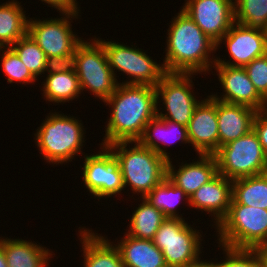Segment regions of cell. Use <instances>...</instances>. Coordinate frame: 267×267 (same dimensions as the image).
Wrapping results in <instances>:
<instances>
[{"instance_id":"obj_1","label":"cell","mask_w":267,"mask_h":267,"mask_svg":"<svg viewBox=\"0 0 267 267\" xmlns=\"http://www.w3.org/2000/svg\"><path fill=\"white\" fill-rule=\"evenodd\" d=\"M104 103L111 105L112 114L106 126L103 146L138 141L145 126L157 115L156 90L153 86L119 83Z\"/></svg>"},{"instance_id":"obj_2","label":"cell","mask_w":267,"mask_h":267,"mask_svg":"<svg viewBox=\"0 0 267 267\" xmlns=\"http://www.w3.org/2000/svg\"><path fill=\"white\" fill-rule=\"evenodd\" d=\"M169 26L163 63L166 73L208 72L216 61L209 57L218 49L216 43L182 10Z\"/></svg>"},{"instance_id":"obj_3","label":"cell","mask_w":267,"mask_h":267,"mask_svg":"<svg viewBox=\"0 0 267 267\" xmlns=\"http://www.w3.org/2000/svg\"><path fill=\"white\" fill-rule=\"evenodd\" d=\"M131 143H135L133 148ZM107 147L120 166L124 187L130 186L135 193H141L142 198L167 177L168 160L138 141L115 142Z\"/></svg>"},{"instance_id":"obj_4","label":"cell","mask_w":267,"mask_h":267,"mask_svg":"<svg viewBox=\"0 0 267 267\" xmlns=\"http://www.w3.org/2000/svg\"><path fill=\"white\" fill-rule=\"evenodd\" d=\"M83 129L79 120L55 112L37 129L35 142L49 163H67L81 151L85 142Z\"/></svg>"},{"instance_id":"obj_5","label":"cell","mask_w":267,"mask_h":267,"mask_svg":"<svg viewBox=\"0 0 267 267\" xmlns=\"http://www.w3.org/2000/svg\"><path fill=\"white\" fill-rule=\"evenodd\" d=\"M217 232L220 246L253 249L267 244V210L238 204L232 199Z\"/></svg>"},{"instance_id":"obj_6","label":"cell","mask_w":267,"mask_h":267,"mask_svg":"<svg viewBox=\"0 0 267 267\" xmlns=\"http://www.w3.org/2000/svg\"><path fill=\"white\" fill-rule=\"evenodd\" d=\"M82 41L70 65L78 76L81 91L87 88L103 102L116 90L118 81L112 72L103 45L98 41Z\"/></svg>"},{"instance_id":"obj_7","label":"cell","mask_w":267,"mask_h":267,"mask_svg":"<svg viewBox=\"0 0 267 267\" xmlns=\"http://www.w3.org/2000/svg\"><path fill=\"white\" fill-rule=\"evenodd\" d=\"M218 173L230 180L267 173V156L252 129L213 154Z\"/></svg>"},{"instance_id":"obj_8","label":"cell","mask_w":267,"mask_h":267,"mask_svg":"<svg viewBox=\"0 0 267 267\" xmlns=\"http://www.w3.org/2000/svg\"><path fill=\"white\" fill-rule=\"evenodd\" d=\"M79 12H62L65 17L50 20L28 19L27 33L44 51L52 65L70 64L77 46L83 41L73 34L70 17Z\"/></svg>"},{"instance_id":"obj_9","label":"cell","mask_w":267,"mask_h":267,"mask_svg":"<svg viewBox=\"0 0 267 267\" xmlns=\"http://www.w3.org/2000/svg\"><path fill=\"white\" fill-rule=\"evenodd\" d=\"M200 236L184 218H166L152 241L162 251L168 267H187L202 253Z\"/></svg>"},{"instance_id":"obj_10","label":"cell","mask_w":267,"mask_h":267,"mask_svg":"<svg viewBox=\"0 0 267 267\" xmlns=\"http://www.w3.org/2000/svg\"><path fill=\"white\" fill-rule=\"evenodd\" d=\"M104 47L108 64L114 72H124L130 78V81L120 84L126 85H148L155 87L166 74L165 68L153 61L145 52L136 47L116 43L114 41L98 40Z\"/></svg>"},{"instance_id":"obj_11","label":"cell","mask_w":267,"mask_h":267,"mask_svg":"<svg viewBox=\"0 0 267 267\" xmlns=\"http://www.w3.org/2000/svg\"><path fill=\"white\" fill-rule=\"evenodd\" d=\"M194 73H166L161 81L155 86L156 106L162 97L167 113H159L157 116L188 126L195 107L200 103L191 92L193 81L190 79Z\"/></svg>"},{"instance_id":"obj_12","label":"cell","mask_w":267,"mask_h":267,"mask_svg":"<svg viewBox=\"0 0 267 267\" xmlns=\"http://www.w3.org/2000/svg\"><path fill=\"white\" fill-rule=\"evenodd\" d=\"M102 152L84 157L83 181L91 194L98 198L119 194L124 187L123 177L114 154L103 146Z\"/></svg>"},{"instance_id":"obj_13","label":"cell","mask_w":267,"mask_h":267,"mask_svg":"<svg viewBox=\"0 0 267 267\" xmlns=\"http://www.w3.org/2000/svg\"><path fill=\"white\" fill-rule=\"evenodd\" d=\"M181 9L216 44L233 23L234 0H186Z\"/></svg>"},{"instance_id":"obj_14","label":"cell","mask_w":267,"mask_h":267,"mask_svg":"<svg viewBox=\"0 0 267 267\" xmlns=\"http://www.w3.org/2000/svg\"><path fill=\"white\" fill-rule=\"evenodd\" d=\"M222 40H225L223 42L226 43L233 61L226 62L217 58L215 64L244 67L255 58L267 54V38L264 30L249 28L234 22L228 32L216 44V47H219Z\"/></svg>"},{"instance_id":"obj_15","label":"cell","mask_w":267,"mask_h":267,"mask_svg":"<svg viewBox=\"0 0 267 267\" xmlns=\"http://www.w3.org/2000/svg\"><path fill=\"white\" fill-rule=\"evenodd\" d=\"M214 67L225 94L220 98L210 95L212 98L229 104L245 105L256 111L267 107V101L258 93L243 67L222 64H214Z\"/></svg>"},{"instance_id":"obj_16","label":"cell","mask_w":267,"mask_h":267,"mask_svg":"<svg viewBox=\"0 0 267 267\" xmlns=\"http://www.w3.org/2000/svg\"><path fill=\"white\" fill-rule=\"evenodd\" d=\"M187 131L196 153L213 155L219 149L216 99L208 96L200 101L193 111Z\"/></svg>"},{"instance_id":"obj_17","label":"cell","mask_w":267,"mask_h":267,"mask_svg":"<svg viewBox=\"0 0 267 267\" xmlns=\"http://www.w3.org/2000/svg\"><path fill=\"white\" fill-rule=\"evenodd\" d=\"M232 200V180L217 174L208 183L201 186L189 198L188 205L192 208L213 213L216 227L228 214Z\"/></svg>"},{"instance_id":"obj_18","label":"cell","mask_w":267,"mask_h":267,"mask_svg":"<svg viewBox=\"0 0 267 267\" xmlns=\"http://www.w3.org/2000/svg\"><path fill=\"white\" fill-rule=\"evenodd\" d=\"M199 158L192 163L183 164L178 171L174 170L171 160L167 163V178L182 189L188 198L218 174L217 161L214 155L199 154Z\"/></svg>"},{"instance_id":"obj_19","label":"cell","mask_w":267,"mask_h":267,"mask_svg":"<svg viewBox=\"0 0 267 267\" xmlns=\"http://www.w3.org/2000/svg\"><path fill=\"white\" fill-rule=\"evenodd\" d=\"M256 110L238 104L217 100L219 147L242 137L253 129Z\"/></svg>"},{"instance_id":"obj_20","label":"cell","mask_w":267,"mask_h":267,"mask_svg":"<svg viewBox=\"0 0 267 267\" xmlns=\"http://www.w3.org/2000/svg\"><path fill=\"white\" fill-rule=\"evenodd\" d=\"M43 84L46 101L61 103L74 100L82 92L79 79L70 64L52 65Z\"/></svg>"},{"instance_id":"obj_21","label":"cell","mask_w":267,"mask_h":267,"mask_svg":"<svg viewBox=\"0 0 267 267\" xmlns=\"http://www.w3.org/2000/svg\"><path fill=\"white\" fill-rule=\"evenodd\" d=\"M114 244L121 255L124 267H168L162 251L149 239L124 235Z\"/></svg>"},{"instance_id":"obj_22","label":"cell","mask_w":267,"mask_h":267,"mask_svg":"<svg viewBox=\"0 0 267 267\" xmlns=\"http://www.w3.org/2000/svg\"><path fill=\"white\" fill-rule=\"evenodd\" d=\"M91 231V232H90ZM84 267H124L116 246L92 230H81Z\"/></svg>"},{"instance_id":"obj_23","label":"cell","mask_w":267,"mask_h":267,"mask_svg":"<svg viewBox=\"0 0 267 267\" xmlns=\"http://www.w3.org/2000/svg\"><path fill=\"white\" fill-rule=\"evenodd\" d=\"M0 244L8 267H45L49 264L48 259L52 258L49 249L29 240L1 238Z\"/></svg>"},{"instance_id":"obj_24","label":"cell","mask_w":267,"mask_h":267,"mask_svg":"<svg viewBox=\"0 0 267 267\" xmlns=\"http://www.w3.org/2000/svg\"><path fill=\"white\" fill-rule=\"evenodd\" d=\"M174 131L176 133L175 135L177 136L176 137L173 134L175 141L181 140V142H183L185 144L190 143L186 126H184L182 124H178V123L170 121V120L162 119L156 115L145 126L144 133H143L142 137L138 140V142L143 147H146V148L151 149L152 151H155L158 155L164 157L166 160L169 161L171 159L168 155L169 153L165 152L166 150H164L161 147V145L158 144L157 140H159V143L161 140V143L162 142L165 143L164 144L165 146H166V144L170 145L171 143L174 142V140L173 141L171 140L172 142H170L169 139H171L172 136L170 137L169 134L172 135V133H174ZM155 137L157 138V140H155L156 139Z\"/></svg>"},{"instance_id":"obj_25","label":"cell","mask_w":267,"mask_h":267,"mask_svg":"<svg viewBox=\"0 0 267 267\" xmlns=\"http://www.w3.org/2000/svg\"><path fill=\"white\" fill-rule=\"evenodd\" d=\"M20 3L6 2L0 5V50L11 47L28 31V19ZM27 19V20H26Z\"/></svg>"},{"instance_id":"obj_26","label":"cell","mask_w":267,"mask_h":267,"mask_svg":"<svg viewBox=\"0 0 267 267\" xmlns=\"http://www.w3.org/2000/svg\"><path fill=\"white\" fill-rule=\"evenodd\" d=\"M232 199L238 204L267 210V173L232 180Z\"/></svg>"},{"instance_id":"obj_27","label":"cell","mask_w":267,"mask_h":267,"mask_svg":"<svg viewBox=\"0 0 267 267\" xmlns=\"http://www.w3.org/2000/svg\"><path fill=\"white\" fill-rule=\"evenodd\" d=\"M142 199V204L132 214L130 229L126 234L139 239L152 240L166 217L145 198Z\"/></svg>"},{"instance_id":"obj_28","label":"cell","mask_w":267,"mask_h":267,"mask_svg":"<svg viewBox=\"0 0 267 267\" xmlns=\"http://www.w3.org/2000/svg\"><path fill=\"white\" fill-rule=\"evenodd\" d=\"M184 197L189 201L186 193L166 177L144 198L159 209L166 218H182L177 214L176 206Z\"/></svg>"},{"instance_id":"obj_29","label":"cell","mask_w":267,"mask_h":267,"mask_svg":"<svg viewBox=\"0 0 267 267\" xmlns=\"http://www.w3.org/2000/svg\"><path fill=\"white\" fill-rule=\"evenodd\" d=\"M11 48L36 78L52 66L44 51L28 33L18 39Z\"/></svg>"},{"instance_id":"obj_30","label":"cell","mask_w":267,"mask_h":267,"mask_svg":"<svg viewBox=\"0 0 267 267\" xmlns=\"http://www.w3.org/2000/svg\"><path fill=\"white\" fill-rule=\"evenodd\" d=\"M235 22L249 28H267V0H235Z\"/></svg>"},{"instance_id":"obj_31","label":"cell","mask_w":267,"mask_h":267,"mask_svg":"<svg viewBox=\"0 0 267 267\" xmlns=\"http://www.w3.org/2000/svg\"><path fill=\"white\" fill-rule=\"evenodd\" d=\"M3 49L1 66L8 77V83H13V81L23 84L34 83L37 78L24 65L17 53L11 47H3Z\"/></svg>"},{"instance_id":"obj_32","label":"cell","mask_w":267,"mask_h":267,"mask_svg":"<svg viewBox=\"0 0 267 267\" xmlns=\"http://www.w3.org/2000/svg\"><path fill=\"white\" fill-rule=\"evenodd\" d=\"M221 248L226 252V258L218 263V267H261L253 249H234L225 246Z\"/></svg>"},{"instance_id":"obj_33","label":"cell","mask_w":267,"mask_h":267,"mask_svg":"<svg viewBox=\"0 0 267 267\" xmlns=\"http://www.w3.org/2000/svg\"><path fill=\"white\" fill-rule=\"evenodd\" d=\"M258 93L267 101V54L243 67Z\"/></svg>"},{"instance_id":"obj_34","label":"cell","mask_w":267,"mask_h":267,"mask_svg":"<svg viewBox=\"0 0 267 267\" xmlns=\"http://www.w3.org/2000/svg\"><path fill=\"white\" fill-rule=\"evenodd\" d=\"M253 130L257 134L259 142L267 156V107L256 112L253 121Z\"/></svg>"},{"instance_id":"obj_35","label":"cell","mask_w":267,"mask_h":267,"mask_svg":"<svg viewBox=\"0 0 267 267\" xmlns=\"http://www.w3.org/2000/svg\"><path fill=\"white\" fill-rule=\"evenodd\" d=\"M61 12H78L76 0H41Z\"/></svg>"},{"instance_id":"obj_36","label":"cell","mask_w":267,"mask_h":267,"mask_svg":"<svg viewBox=\"0 0 267 267\" xmlns=\"http://www.w3.org/2000/svg\"><path fill=\"white\" fill-rule=\"evenodd\" d=\"M253 250L256 252V255L259 258L261 267H267V244L257 246L253 248Z\"/></svg>"},{"instance_id":"obj_37","label":"cell","mask_w":267,"mask_h":267,"mask_svg":"<svg viewBox=\"0 0 267 267\" xmlns=\"http://www.w3.org/2000/svg\"><path fill=\"white\" fill-rule=\"evenodd\" d=\"M187 267H218V262H205V261H200V257L196 259L195 261L191 262Z\"/></svg>"},{"instance_id":"obj_38","label":"cell","mask_w":267,"mask_h":267,"mask_svg":"<svg viewBox=\"0 0 267 267\" xmlns=\"http://www.w3.org/2000/svg\"><path fill=\"white\" fill-rule=\"evenodd\" d=\"M0 267H8L6 256L1 244H0Z\"/></svg>"},{"instance_id":"obj_39","label":"cell","mask_w":267,"mask_h":267,"mask_svg":"<svg viewBox=\"0 0 267 267\" xmlns=\"http://www.w3.org/2000/svg\"><path fill=\"white\" fill-rule=\"evenodd\" d=\"M264 31H265V35H266V38H267V28Z\"/></svg>"}]
</instances>
